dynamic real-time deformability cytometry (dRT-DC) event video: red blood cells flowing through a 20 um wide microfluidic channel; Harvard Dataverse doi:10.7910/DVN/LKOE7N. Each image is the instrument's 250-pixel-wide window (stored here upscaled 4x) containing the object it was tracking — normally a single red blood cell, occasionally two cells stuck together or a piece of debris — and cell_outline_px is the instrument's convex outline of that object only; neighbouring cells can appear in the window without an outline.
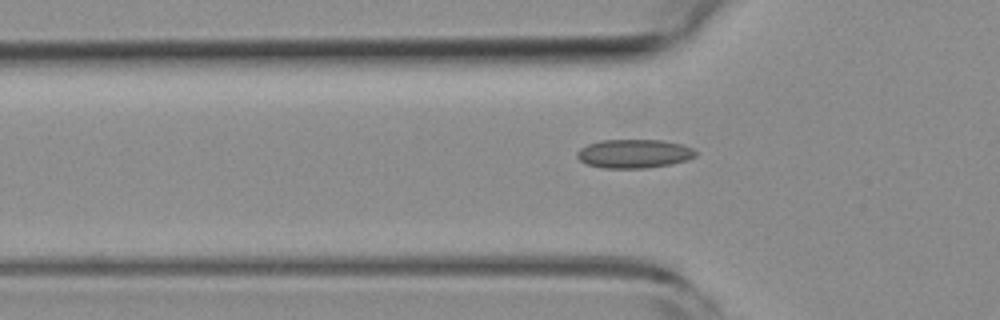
{"species": "common noctule bat (a hibernating species)", "species_latin": "Nyctalus noctula", "temperature_condition": "room temperature", "stored_images_in_passage": 40, "camera_frame_rate_fps": 3000, "um_per_image_px": 0.085, "animal": {"sex": "female", "body_mass_g": 19.3, "forearm_length_mm": 54.1}, "frame": {"image": 1, "passage_image": 3, "time_ms": 0.667, "image_size_px": [1000, 320], "cell_outline_px": [[696, 156], [688, 160], [672, 164], [648, 168], [604, 168], [588, 164], [580, 160], [576, 156], [576, 152], [580, 148], [588, 144], [600, 140], [660, 140], [680, 144], [692, 148], [696, 152]], "centroid_in_image_um": [53.89, 13.06], "position_along_channel_um": 71.9, "area_um2": 19.88}}
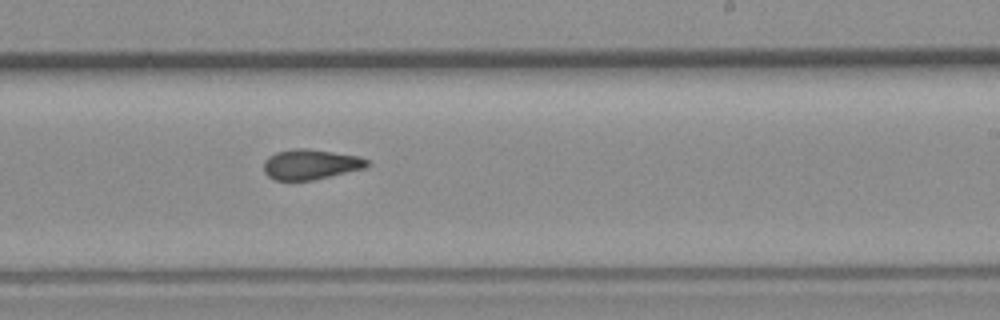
{"frame": {"image": 2, "passage_image": 18, "time_ms": 5.667, "image_size_px": [1000, 320], "cell_outline_px": [[372, 164], [368, 168], [312, 180], [276, 180], [268, 176], [264, 172], [264, 160], [268, 156], [276, 152], [292, 148], [308, 148], [360, 156], [368, 160]], "centroid_in_image_um": [26.44, 13.96], "position_along_channel_um": 262.6, "area_um2": 18.5}}
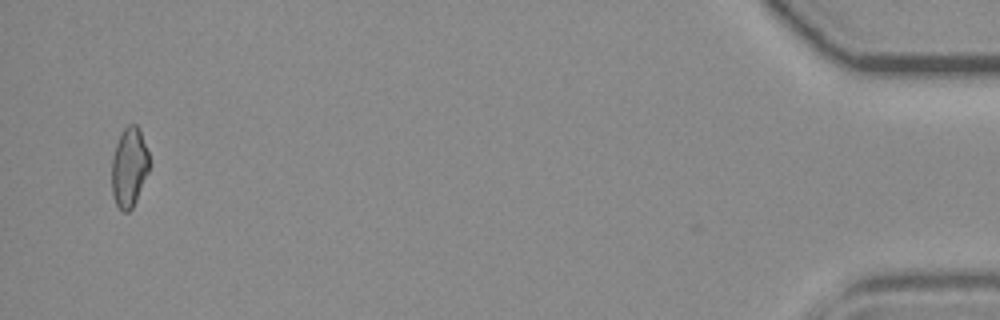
{"frame": {"image": 3, "passage_image": 38, "time_ms": 12.333, "image_size_px": [1000, 320], "cell_outline_px": [[148, 172], [136, 200], [132, 208], [128, 212], [124, 212], [116, 204], [112, 192], [112, 156], [120, 132], [128, 124], [136, 124], [140, 128], [148, 152]], "centroid_in_image_um": [10.97, 14.18], "position_along_channel_um": 424.2, "area_um2": 17.34}, "authors_computed_cell_mechanics": {"area_um2": 18.0625, "velocity_mm_per_s": 3.8033, "shape_relaxation_time_tau1_ms": null, "shape_relaxation_time_tau2_ms": 2.6405, "deformation_change_tau1": null, "deformation_change_tau2": 0.0901}}